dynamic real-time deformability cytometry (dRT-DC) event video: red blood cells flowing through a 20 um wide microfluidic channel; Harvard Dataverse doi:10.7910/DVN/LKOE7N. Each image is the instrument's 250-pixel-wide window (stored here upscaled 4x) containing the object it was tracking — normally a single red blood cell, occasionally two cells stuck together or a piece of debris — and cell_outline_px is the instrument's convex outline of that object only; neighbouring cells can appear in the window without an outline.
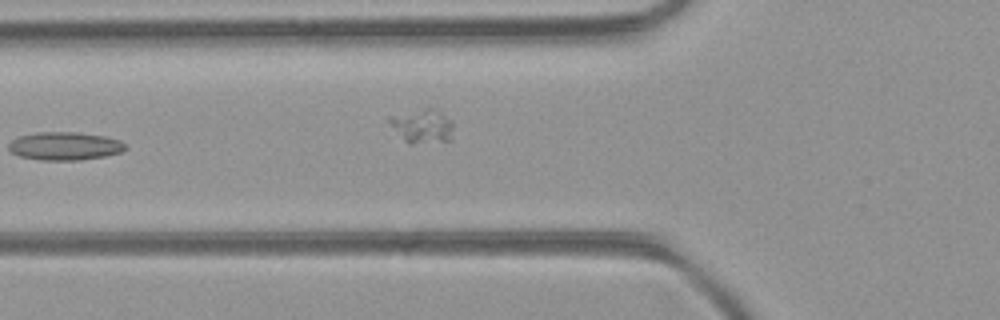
{"species": "common noctule bat (a hibernating species)", "species_latin": "Nyctalus noctula", "temperature_condition": "room temperature", "stored_images_in_passage": 5, "camera_frame_rate_fps": 3000, "um_per_image_px": 0.085, "animal": {"sex": "female", "body_mass_g": 21.9}, "frame": {"image": 1, "passage_image": 5, "time_ms": 1.333, "image_size_px": [1000, 320], "cell_outline_px": [[452, 140], [412, 144], [408, 144], [404, 140], [388, 120], [388, 116], [440, 116], [448, 120], [452, 124]], "centroid_in_image_um": [35.89, 10.93], "position_along_channel_um": 89.9, "area_um2": 10.4}}